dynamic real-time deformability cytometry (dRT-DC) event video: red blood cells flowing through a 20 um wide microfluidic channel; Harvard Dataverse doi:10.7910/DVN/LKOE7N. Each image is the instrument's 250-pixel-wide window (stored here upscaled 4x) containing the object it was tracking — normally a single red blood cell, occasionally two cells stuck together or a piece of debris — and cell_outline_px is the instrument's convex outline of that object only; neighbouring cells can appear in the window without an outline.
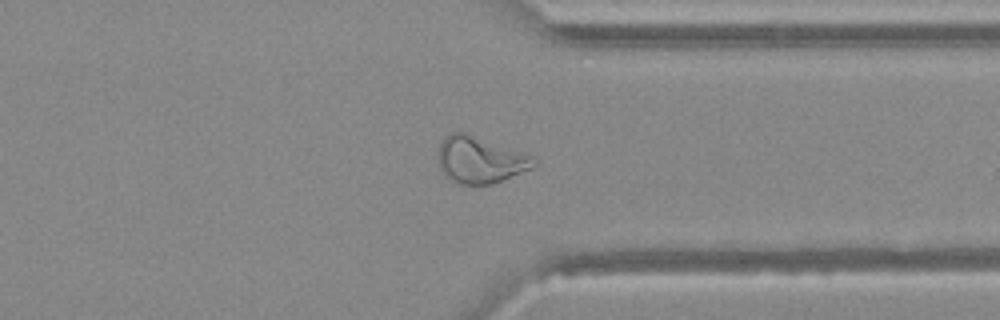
{"species": "Egyptian fruit bat (a non-hibernating species)", "species_latin": "Rousettus aegyptiacus", "temperature_condition": "warm", "stored_images_in_passage": 49, "camera_frame_rate_fps": 3000, "um_per_image_px": 0.085, "animal": {"sex": "female"}, "frame": {"image": 1, "passage_image": 38, "time_ms": 12.333, "image_size_px": [1000, 320], "cell_outline_px": [[536, 164], [532, 168], [504, 180], [492, 184], [460, 184], [444, 176], [440, 172], [440, 144], [444, 136], [452, 132], [464, 132], [536, 156]], "centroid_in_image_um": [40.84, 13.59], "position_along_channel_um": 370.6, "area_um2": 26.01}}
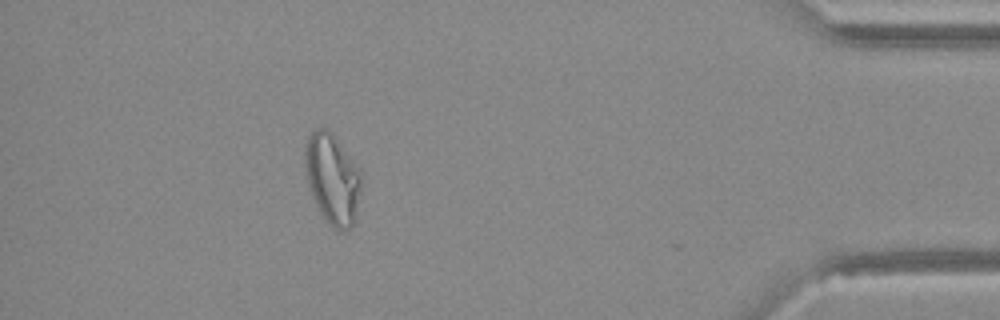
{"frame": {"image": 2, "passage_image": 44, "time_ms": 14.333, "image_size_px": [1000, 320], "cell_outline_px": [[360, 188], [352, 224], [344, 232], [340, 232], [328, 224], [320, 212], [312, 196], [304, 164], [304, 152], [308, 136], [316, 128], [324, 128], [332, 132], [360, 168]], "centroid_in_image_um": [28.23, 15.16], "position_along_channel_um": 407.0, "area_um2": 29.3}}